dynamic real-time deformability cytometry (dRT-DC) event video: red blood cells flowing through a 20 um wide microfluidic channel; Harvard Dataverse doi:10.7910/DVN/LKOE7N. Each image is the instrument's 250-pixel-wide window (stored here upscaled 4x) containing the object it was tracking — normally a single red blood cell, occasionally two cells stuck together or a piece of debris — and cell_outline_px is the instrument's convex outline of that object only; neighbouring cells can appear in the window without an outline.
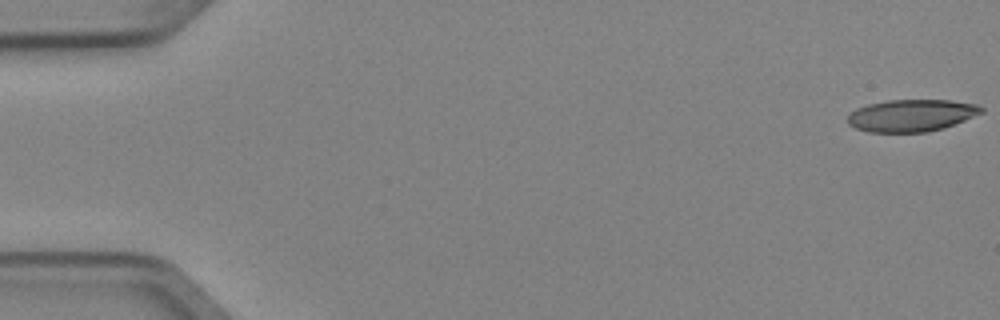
{"species": "Egyptian fruit bat (a non-hibernating species)", "species_latin": "Rousettus aegyptiacus", "temperature_condition": "cold", "stored_images_in_passage": 5, "camera_frame_rate_fps": 3000, "um_per_image_px": 0.085, "animal": {"sex": "female"}, "frame": {"image": 1, "passage_image": 1, "time_ms": 0.0, "image_size_px": [1000, 320], "cell_outline_px": [[984, 112], [944, 128], [928, 132], [868, 132], [856, 128], [848, 124], [848, 116], [856, 108], [868, 104], [888, 100], [952, 100], [980, 104], [984, 108]], "centroid_in_image_um": [77.51, 9.81], "position_along_channel_um": 7.5, "area_um2": 25.14}}
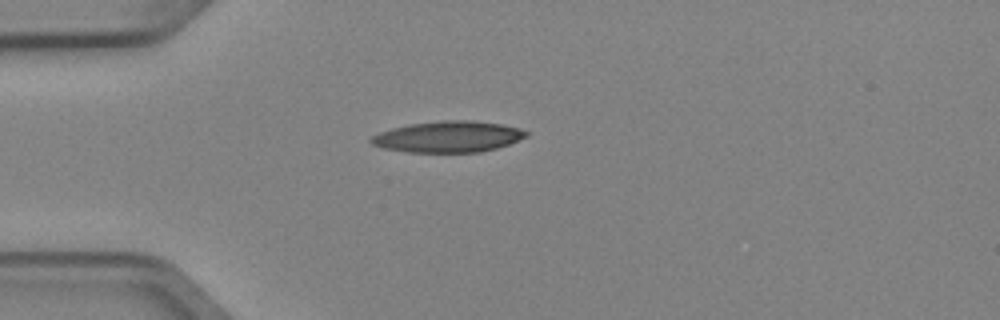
{"frame": {"image": 2, "passage_image": 4, "time_ms": 1.0, "image_size_px": [1000, 320], "cell_outline_px": [[528, 136], [508, 144], [496, 148], [480, 152], [408, 152], [384, 148], [372, 144], [368, 140], [372, 136], [380, 132], [392, 128], [408, 124], [444, 120], [472, 120], [500, 124], [520, 128], [528, 132]], "centroid_in_image_um": [38.09, 11.62], "position_along_channel_um": 46.9, "area_um2": 28.09}}